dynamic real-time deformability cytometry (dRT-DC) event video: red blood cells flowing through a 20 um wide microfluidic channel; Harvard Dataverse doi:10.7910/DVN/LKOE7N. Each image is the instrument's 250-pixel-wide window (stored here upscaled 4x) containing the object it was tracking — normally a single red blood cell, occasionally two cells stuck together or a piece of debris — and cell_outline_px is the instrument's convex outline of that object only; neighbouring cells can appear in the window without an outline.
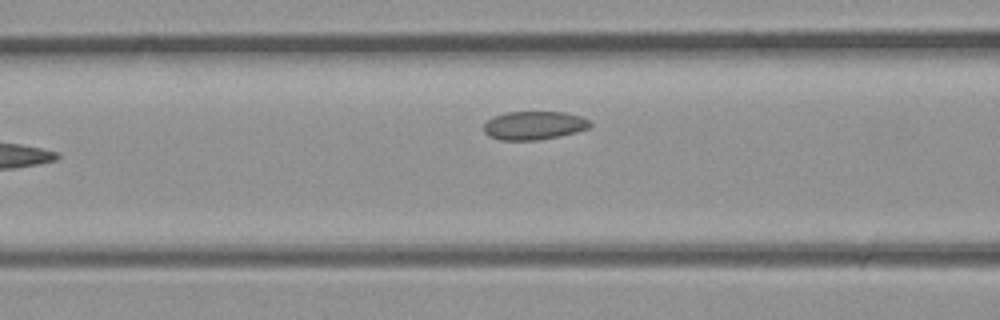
{"species": "common noctule bat (a hibernating species)", "species_latin": "Nyctalus noctula", "temperature_condition": "room temperature", "stored_images_in_passage": 5, "camera_frame_rate_fps": 3000, "um_per_image_px": 0.085, "animal": {"sex": "male", "body_mass_g": 23.1, "forearm_length_mm": 52.7}, "frame": {"image": 1, "passage_image": 4, "time_ms": 1.0, "image_size_px": [1000, 320], "cell_outline_px": [[592, 124], [588, 128], [576, 132], [560, 136], [540, 140], [500, 140], [488, 136], [484, 132], [484, 124], [492, 116], [504, 112], [564, 112], [580, 116], [588, 120]], "centroid_in_image_um": [45.36, 10.66], "position_along_channel_um": 121.2, "area_um2": 17.74}}